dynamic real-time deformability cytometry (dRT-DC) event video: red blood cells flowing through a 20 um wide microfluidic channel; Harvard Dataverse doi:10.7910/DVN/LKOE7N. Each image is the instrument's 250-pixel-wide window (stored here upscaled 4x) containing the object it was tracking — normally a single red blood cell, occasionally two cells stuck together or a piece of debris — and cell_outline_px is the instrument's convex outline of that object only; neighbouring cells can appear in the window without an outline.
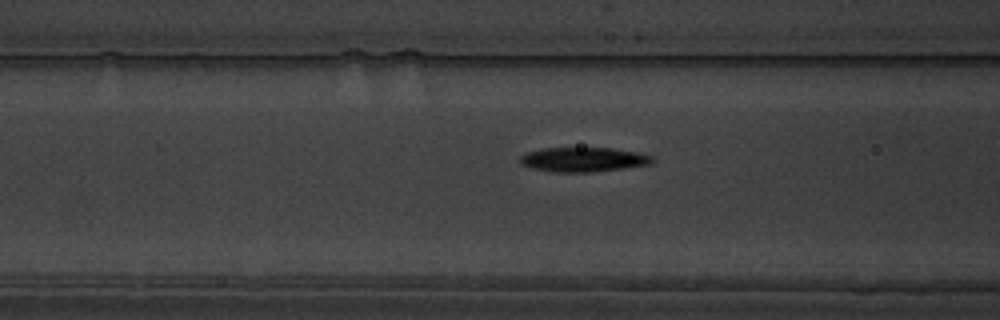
{"species": "common noctule bat (a hibernating species)", "species_latin": "Nyctalus noctula", "temperature_condition": "warm", "stored_images_in_passage": 8, "camera_frame_rate_fps": 3000, "um_per_image_px": 0.085, "animal": {"sex": "male", "body_mass_g": 19.5, "forearm_length_mm": 54.6}, "frame": {"image": 1, "passage_image": 5, "time_ms": 1.333, "image_size_px": [1000, 320], "cell_outline_px": [[656, 160], [652, 164], [624, 168], [592, 172], [552, 172], [532, 168], [520, 164], [520, 156], [528, 152], [544, 148], [612, 148], [636, 152], [652, 156]], "centroid_in_image_um": [49.6, 13.56], "position_along_channel_um": 117.0, "area_um2": 18.9}}